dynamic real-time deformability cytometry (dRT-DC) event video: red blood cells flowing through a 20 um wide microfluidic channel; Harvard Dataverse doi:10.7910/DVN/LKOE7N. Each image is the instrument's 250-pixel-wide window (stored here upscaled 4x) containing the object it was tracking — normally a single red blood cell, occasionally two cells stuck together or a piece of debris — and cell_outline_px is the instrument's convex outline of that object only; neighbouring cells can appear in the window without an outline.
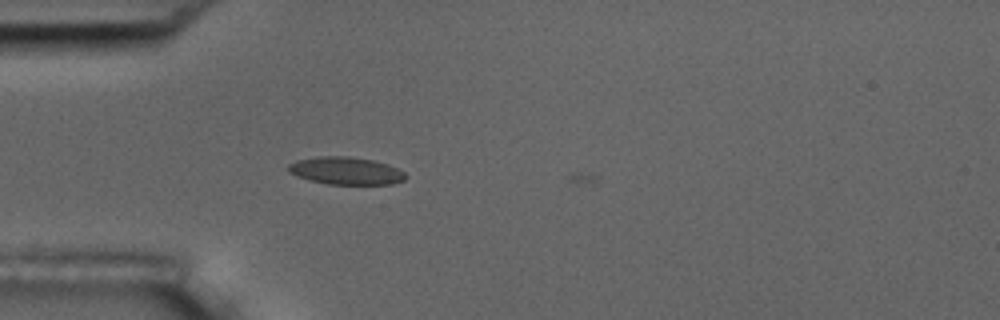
{"species": "common noctule bat (a hibernating species)", "species_latin": "Nyctalus noctula", "temperature_condition": "room temperature", "stored_images_in_passage": 5, "camera_frame_rate_fps": 3000, "um_per_image_px": 0.085, "animal": {"sex": "male", "body_mass_g": 17.5, "forearm_length_mm": 52.3}, "frame": {"image": 1, "passage_image": 4, "time_ms": 1.0, "image_size_px": [1000, 320], "cell_outline_px": [[408, 176], [404, 180], [392, 184], [328, 184], [296, 176], [288, 172], [288, 164], [296, 160], [320, 156], [348, 156], [372, 160], [388, 164], [404, 172]], "centroid_in_image_um": [29.4, 14.51], "position_along_channel_um": 55.6, "area_um2": 18.79}}